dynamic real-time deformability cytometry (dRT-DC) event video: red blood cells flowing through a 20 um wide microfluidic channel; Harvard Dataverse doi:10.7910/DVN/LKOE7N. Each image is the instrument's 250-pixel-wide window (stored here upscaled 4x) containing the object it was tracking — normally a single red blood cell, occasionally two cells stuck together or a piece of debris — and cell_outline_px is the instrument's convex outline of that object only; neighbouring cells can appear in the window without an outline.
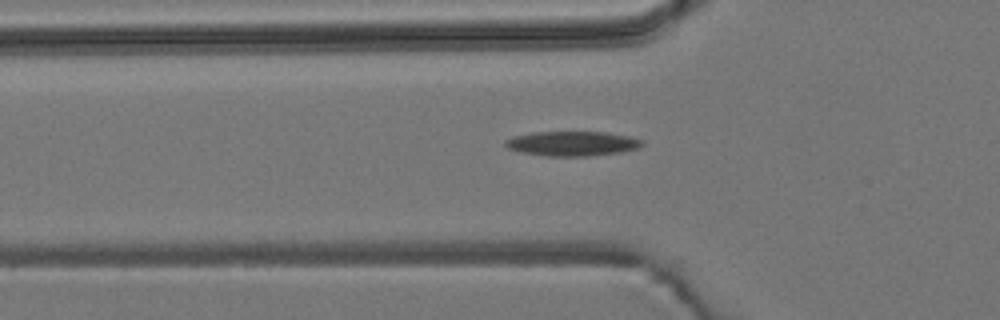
{"species": "common noctule bat (a hibernating species)", "species_latin": "Nyctalus noctula", "temperature_condition": "room temperature", "stored_images_in_passage": 39, "camera_frame_rate_fps": 3000, "um_per_image_px": 0.085, "animal": {"sex": "male", "body_mass_g": 19.2, "forearm_length_mm": 51.8}, "frame": {"image": 1, "passage_image": 8, "time_ms": 2.333, "image_size_px": [1000, 320], "cell_outline_px": [[644, 144], [640, 148], [620, 152], [592, 156], [548, 156], [520, 152], [508, 148], [504, 144], [504, 140], [512, 136], [532, 132], [604, 132], [628, 136], [644, 140]], "centroid_in_image_um": [48.64, 12.2], "position_along_channel_um": 77.2, "area_um2": 19.83}}
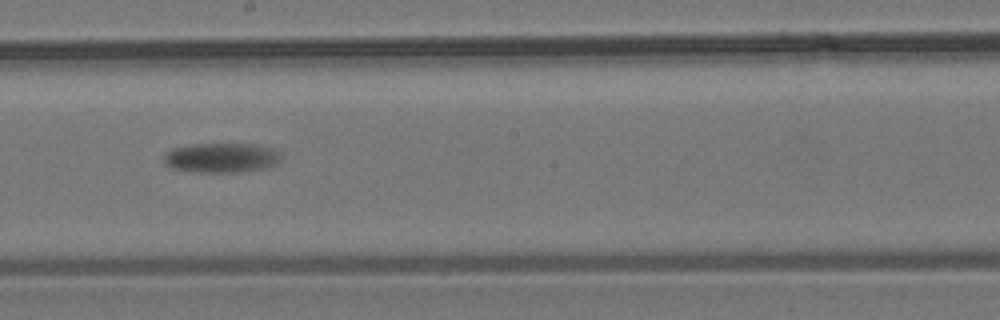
{"frame": {"image": 2, "passage_image": 21, "time_ms": 6.667, "image_size_px": [1000, 320], "cell_outline_px": [[284, 156], [276, 164], [268, 168], [240, 172], [196, 172], [172, 168], [164, 164], [164, 156], [172, 148], [192, 144], [260, 144], [284, 152]], "centroid_in_image_um": [18.91, 13.4], "position_along_channel_um": 229.3, "area_um2": 20.69}}
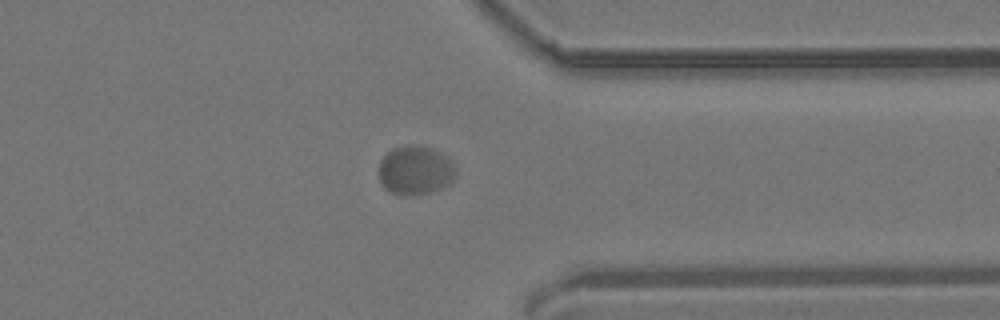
{"frame": {"image": 3, "passage_image": 34, "time_ms": 11.0, "image_size_px": [1000, 320], "cell_outline_px": [[456, 176], [448, 184], [440, 188], [416, 196], [404, 196], [392, 192], [384, 188], [380, 180], [380, 160], [392, 148], [404, 144], [416, 144], [432, 148], [448, 156], [452, 160], [456, 168]], "centroid_in_image_um": [35.32, 14.45], "position_along_channel_um": 376.1, "area_um2": 22.31}, "authors_computed_cell_mechanics": {"area_um2": 20.6924, "velocity_mm_per_s": 3.5175, "shape_relaxation_time_tau1_ms": 3.4417, "shape_relaxation_time_tau2_ms": null, "deformation_change_tau1": 0.1151, "deformation_change_tau2": null}}